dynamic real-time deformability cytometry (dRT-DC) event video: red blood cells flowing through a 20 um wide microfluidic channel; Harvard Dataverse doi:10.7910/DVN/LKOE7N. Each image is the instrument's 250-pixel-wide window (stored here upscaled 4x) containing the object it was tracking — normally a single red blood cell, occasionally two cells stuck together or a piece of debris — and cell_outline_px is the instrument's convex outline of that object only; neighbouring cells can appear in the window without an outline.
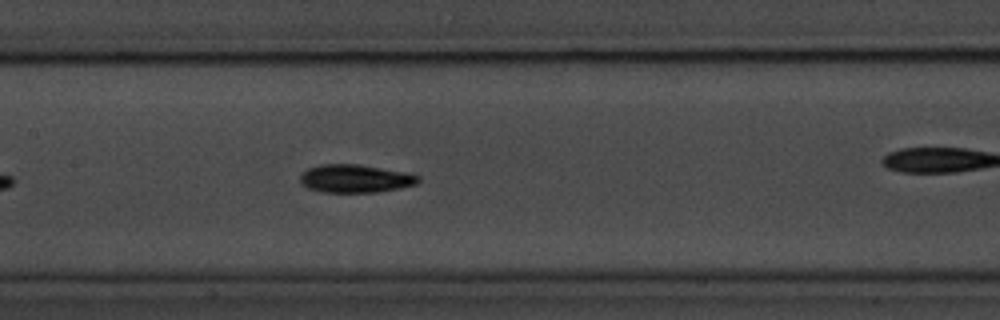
{"species": "common noctule bat (a hibernating species)", "species_latin": "Nyctalus noctula", "temperature_condition": "room temperature", "stored_images_in_passage": 24, "camera_frame_rate_fps": 3000, "um_per_image_px": 0.085, "animal": {"sex": "male", "body_mass_g": 20.1, "forearm_length_mm": 53.5}, "frame": {"image": 1, "passage_image": 14, "time_ms": 4.333, "image_size_px": [1000, 320], "cell_outline_px": [[420, 180], [416, 184], [376, 192], [320, 192], [308, 188], [300, 184], [300, 176], [308, 168], [320, 164], [356, 164], [408, 172], [420, 176]], "centroid_in_image_um": [30.17, 15.17], "position_along_channel_um": 177.2, "area_um2": 19.31}}